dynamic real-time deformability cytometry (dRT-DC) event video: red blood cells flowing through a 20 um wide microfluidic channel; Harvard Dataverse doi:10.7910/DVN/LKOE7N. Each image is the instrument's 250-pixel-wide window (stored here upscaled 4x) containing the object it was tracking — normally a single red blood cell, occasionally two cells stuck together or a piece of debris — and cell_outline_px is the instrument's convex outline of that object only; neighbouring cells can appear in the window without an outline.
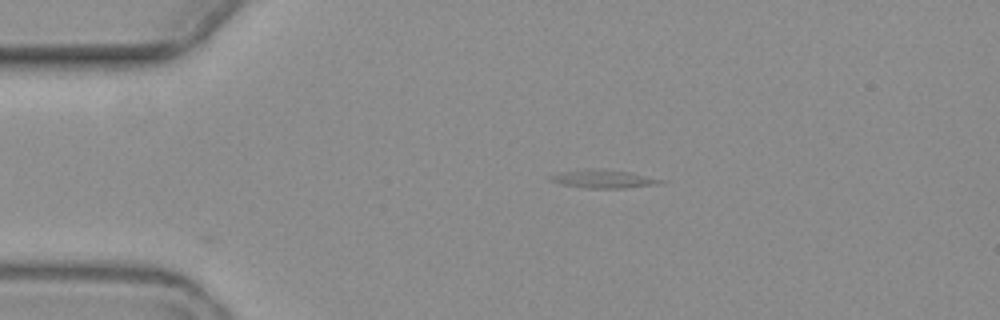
{"species": "common noctule bat (a hibernating species)", "species_latin": "Nyctalus noctula", "temperature_condition": "warm", "stored_images_in_passage": 3, "camera_frame_rate_fps": 3000, "um_per_image_px": 0.085, "animal": {"sex": "female", "body_mass_g": 19.3, "forearm_length_mm": 54.1}, "frame": {"image": 1, "passage_image": 3, "time_ms": 2.333, "image_size_px": [1000, 320], "cell_outline_px": [[668, 180], [652, 184], [624, 188], [588, 188], [560, 184], [548, 180], [548, 176], [560, 172], [588, 168], [596, 168], [632, 172]], "centroid_in_image_um": [51.23, 15.19], "position_along_channel_um": 33.8, "area_um2": 11.79}}